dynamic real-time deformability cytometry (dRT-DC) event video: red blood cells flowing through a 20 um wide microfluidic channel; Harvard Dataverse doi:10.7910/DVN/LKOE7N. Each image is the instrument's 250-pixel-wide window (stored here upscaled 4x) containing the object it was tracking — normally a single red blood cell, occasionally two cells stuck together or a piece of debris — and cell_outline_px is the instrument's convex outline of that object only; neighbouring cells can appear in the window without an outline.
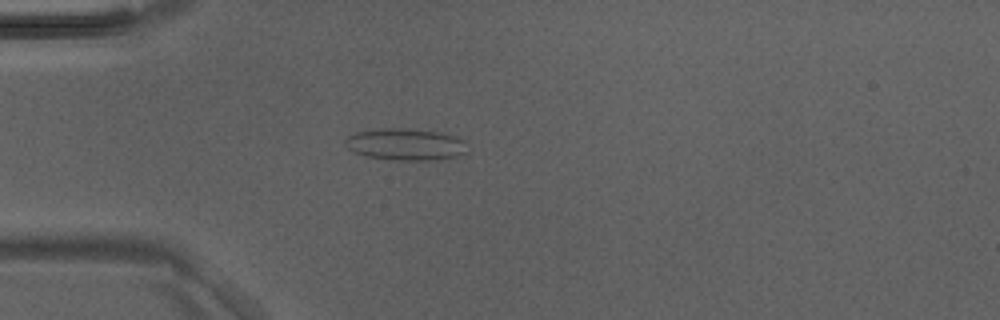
{"species": "Egyptian fruit bat (a non-hibernating species)", "species_latin": "Rousettus aegyptiacus", "temperature_condition": "room temperature", "stored_images_in_passage": 2, "camera_frame_rate_fps": 3000, "um_per_image_px": 0.085, "animal": {"sex": "male"}, "frame": {"image": 1, "passage_image": 2, "time_ms": 0.333, "image_size_px": [1000, 320], "cell_outline_px": [[468, 152], [444, 160], [396, 160], [364, 156], [352, 152], [344, 144], [344, 140], [348, 136], [356, 132], [380, 128], [408, 128], [440, 132], [456, 136], [464, 140]], "centroid_in_image_um": [34.47, 12.27], "position_along_channel_um": 50.5, "area_um2": 23.06}}